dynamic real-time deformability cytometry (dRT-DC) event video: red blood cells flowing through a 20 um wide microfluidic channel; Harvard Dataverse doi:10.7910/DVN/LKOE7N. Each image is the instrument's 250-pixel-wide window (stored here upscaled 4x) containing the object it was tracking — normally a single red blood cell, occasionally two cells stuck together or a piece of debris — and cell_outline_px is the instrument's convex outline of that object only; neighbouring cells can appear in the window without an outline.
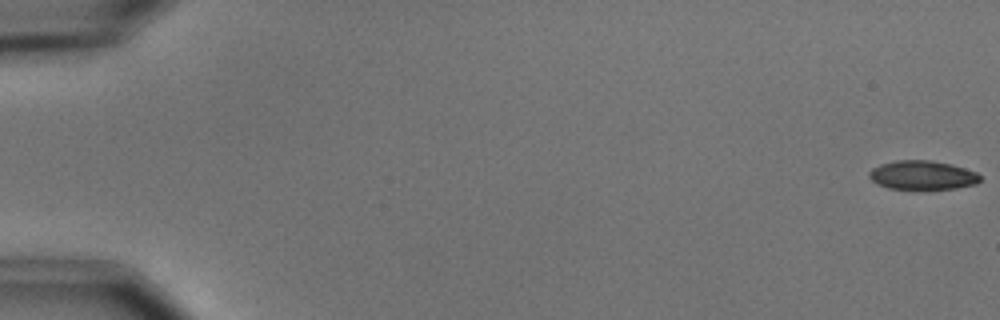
{"species": "common noctule bat (a hibernating species)", "species_latin": "Nyctalus noctula", "temperature_condition": "cold", "stored_images_in_passage": 7, "segment_of_instrument_passage": [1, 2], "camera_frame_rate_fps": 3000, "um_per_image_px": 0.085, "animal": {"sex": "male", "body_mass_g": 15.6}, "frame": {"image": 1, "passage_image": 1, "time_ms": 0.0, "image_size_px": [1000, 320], "cell_outline_px": [[980, 180], [976, 184], [956, 188], [888, 188], [876, 184], [868, 176], [868, 172], [872, 168], [880, 164], [896, 160], [928, 160], [952, 164], [976, 172], [980, 176]], "centroid_in_image_um": [78.37, 14.87], "position_along_channel_um": 6.6, "area_um2": 18.55}}
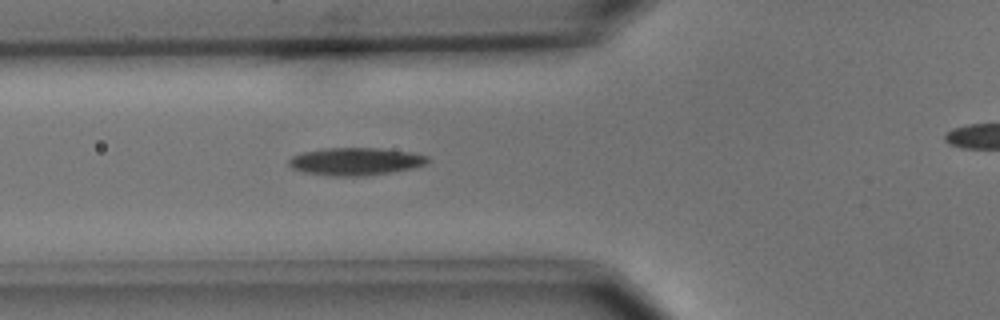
{"frame": {"image": 2, "passage_image": 6, "time_ms": 6.667, "image_size_px": [1000, 320], "cell_outline_px": [[432, 160], [428, 164], [412, 168], [392, 172], [360, 176], [332, 176], [304, 172], [292, 168], [288, 164], [288, 160], [292, 156], [304, 152], [324, 148], [380, 148], [412, 152], [428, 156]], "centroid_in_image_um": [30.27, 13.72], "position_along_channel_um": 95.5, "area_um2": 22.48}}